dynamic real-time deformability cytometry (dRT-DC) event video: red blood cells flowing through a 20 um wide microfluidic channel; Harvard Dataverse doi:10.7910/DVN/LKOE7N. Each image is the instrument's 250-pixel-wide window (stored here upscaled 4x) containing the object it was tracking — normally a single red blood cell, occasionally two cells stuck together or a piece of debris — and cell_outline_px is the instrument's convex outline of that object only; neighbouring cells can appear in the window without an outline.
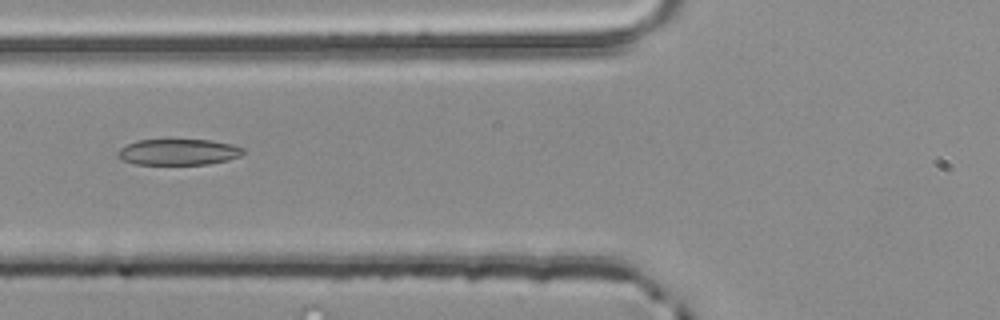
{"species": "common noctule bat (a hibernating species)", "species_latin": "Nyctalus noctula", "temperature_condition": "room temperature", "stored_images_in_passage": 3, "camera_frame_rate_fps": 3000, "um_per_image_px": 0.085, "animal": {"sex": "male", "body_mass_g": 20.4}, "frame": {"image": 1, "passage_image": 3, "time_ms": 0.667, "image_size_px": [1000, 320], "cell_outline_px": [[244, 152], [240, 156], [228, 160], [208, 164], [136, 164], [124, 160], [116, 156], [116, 152], [120, 148], [136, 140], [212, 140], [232, 144], [244, 148]], "centroid_in_image_um": [15.17, 12.92], "position_along_channel_um": 110.6, "area_um2": 19.02}}